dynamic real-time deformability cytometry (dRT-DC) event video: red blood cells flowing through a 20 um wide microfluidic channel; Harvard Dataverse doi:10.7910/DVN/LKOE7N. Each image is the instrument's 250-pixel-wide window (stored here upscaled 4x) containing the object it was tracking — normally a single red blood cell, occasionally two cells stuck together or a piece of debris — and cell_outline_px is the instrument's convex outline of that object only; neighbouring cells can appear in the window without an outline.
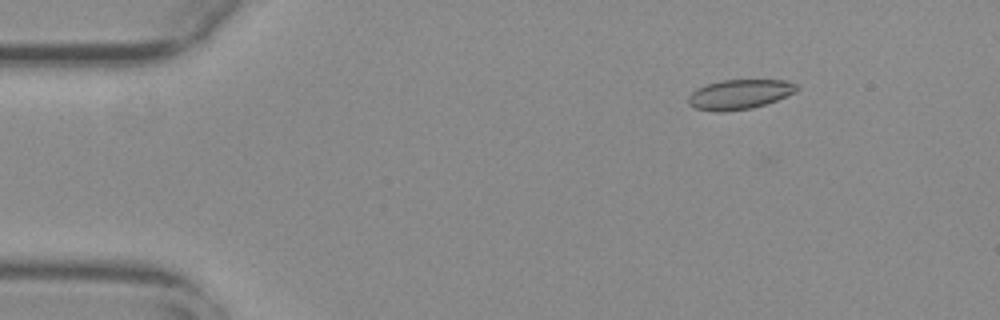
{"species": "common noctule bat (a hibernating species)", "species_latin": "Nyctalus noctula", "temperature_condition": "warm", "stored_images_in_passage": 56, "camera_frame_rate_fps": 3000, "um_per_image_px": 0.085, "animal": {"sex": "female", "body_mass_g": 29.2, "forearm_length_mm": 56.3}, "frame": {"image": 1, "passage_image": 8, "time_ms": 2.333, "image_size_px": [1000, 320], "cell_outline_px": [[800, 88], [796, 92], [776, 100], [752, 108], [720, 112], [716, 112], [696, 108], [688, 104], [688, 96], [696, 88], [720, 80], [784, 80], [796, 84]], "centroid_in_image_um": [62.85, 8.01], "position_along_channel_um": 22.2, "area_um2": 18.73}}
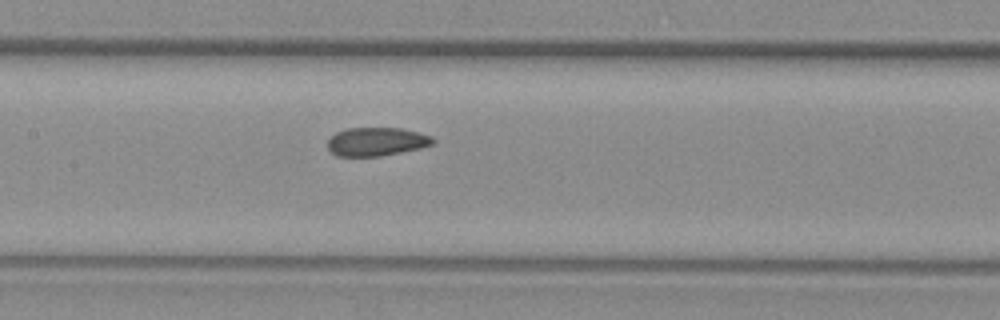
{"frame": {"image": 2, "passage_image": 27, "time_ms": 8.667, "image_size_px": [1000, 320], "cell_outline_px": [[436, 140], [432, 144], [420, 148], [380, 156], [336, 156], [328, 148], [328, 140], [336, 132], [348, 128], [400, 128], [432, 136]], "centroid_in_image_um": [31.99, 12.04], "position_along_channel_um": 175.4, "area_um2": 17.34}}
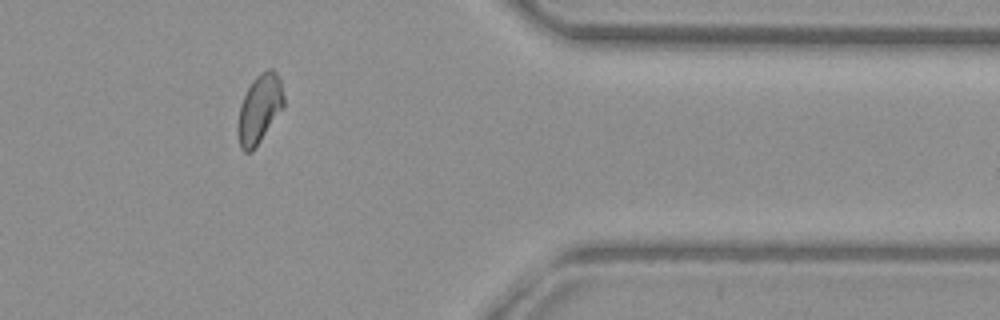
{"frame": {"image": 3, "passage_image": 46, "time_ms": 15.0, "image_size_px": [1000, 320], "cell_outline_px": [[284, 108], [252, 152], [244, 152], [240, 148], [236, 132], [236, 128], [240, 104], [252, 80], [260, 72], [268, 68], [272, 68], [276, 72], [280, 80], [284, 96]], "centroid_in_image_um": [22.04, 9.27], "position_along_channel_um": 389.4, "area_um2": 18.73}, "authors_computed_cell_mechanics": {"area_um2": 18.4382, "velocity_mm_per_s": 3.7273, "shape_relaxation_time_tau1_ms": null, "shape_relaxation_time_tau2_ms": 1.5596, "deformation_change_tau1": null, "deformation_change_tau2": 0.071}}